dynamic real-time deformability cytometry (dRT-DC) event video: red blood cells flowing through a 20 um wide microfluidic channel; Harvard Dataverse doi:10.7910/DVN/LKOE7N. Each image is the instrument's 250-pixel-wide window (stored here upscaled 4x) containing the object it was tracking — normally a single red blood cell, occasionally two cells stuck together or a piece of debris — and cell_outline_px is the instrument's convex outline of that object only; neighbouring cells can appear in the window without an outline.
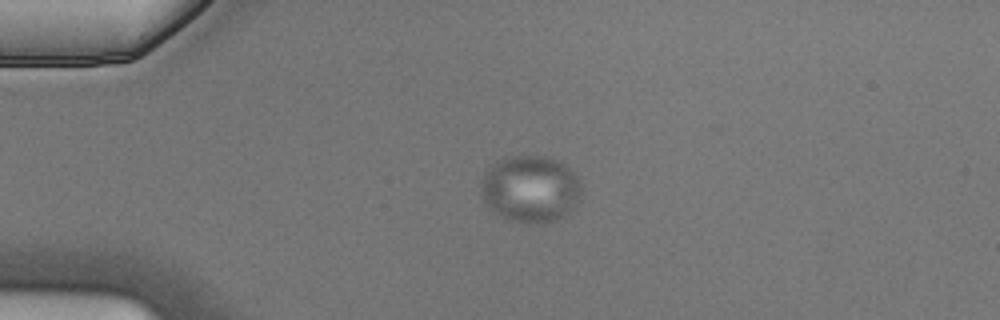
{"species": "Egyptian fruit bat (a non-hibernating species)", "species_latin": "Rousettus aegyptiacus", "temperature_condition": "cold", "stored_images_in_passage": 5, "camera_frame_rate_fps": 3000, "um_per_image_px": 0.085, "animal": {"sex": "male"}, "frame": {"image": 1, "passage_image": 4, "time_ms": 1.0, "image_size_px": [1000, 320], "cell_outline_px": [[580, 196], [572, 208], [564, 216], [556, 220], [544, 224], [528, 224], [512, 220], [500, 216], [484, 200], [480, 188], [480, 180], [484, 172], [492, 164], [500, 160], [512, 156], [544, 156], [556, 160], [564, 164], [576, 176], [580, 184]], "centroid_in_image_um": [45.06, 16.07], "position_along_channel_um": 39.9, "area_um2": 38.96}}